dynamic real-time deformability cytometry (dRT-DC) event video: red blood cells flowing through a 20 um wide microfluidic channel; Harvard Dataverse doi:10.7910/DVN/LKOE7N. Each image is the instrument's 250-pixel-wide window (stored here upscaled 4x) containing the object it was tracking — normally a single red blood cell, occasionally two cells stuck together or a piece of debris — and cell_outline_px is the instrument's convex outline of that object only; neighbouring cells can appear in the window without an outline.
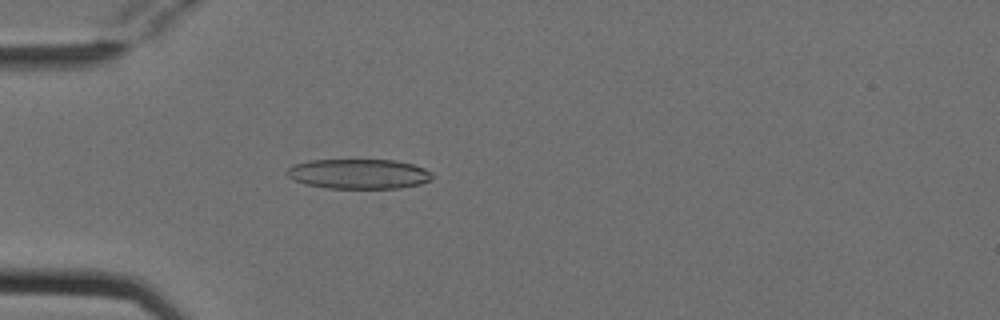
{"species": "Egyptian fruit bat (a non-hibernating species)", "species_latin": "Rousettus aegyptiacus", "temperature_condition": "cold", "stored_images_in_passage": 5, "camera_frame_rate_fps": 3000, "um_per_image_px": 0.085, "animal": {"sex": "female"}, "frame": {"image": 1, "passage_image": 5, "time_ms": 1.333, "image_size_px": [1000, 320], "cell_outline_px": [[432, 180], [420, 184], [400, 188], [328, 188], [304, 184], [288, 176], [284, 172], [292, 164], [308, 160], [396, 160], [412, 164], [424, 168], [432, 172]], "centroid_in_image_um": [30.48, 14.78], "position_along_channel_um": 54.5, "area_um2": 25.43}}